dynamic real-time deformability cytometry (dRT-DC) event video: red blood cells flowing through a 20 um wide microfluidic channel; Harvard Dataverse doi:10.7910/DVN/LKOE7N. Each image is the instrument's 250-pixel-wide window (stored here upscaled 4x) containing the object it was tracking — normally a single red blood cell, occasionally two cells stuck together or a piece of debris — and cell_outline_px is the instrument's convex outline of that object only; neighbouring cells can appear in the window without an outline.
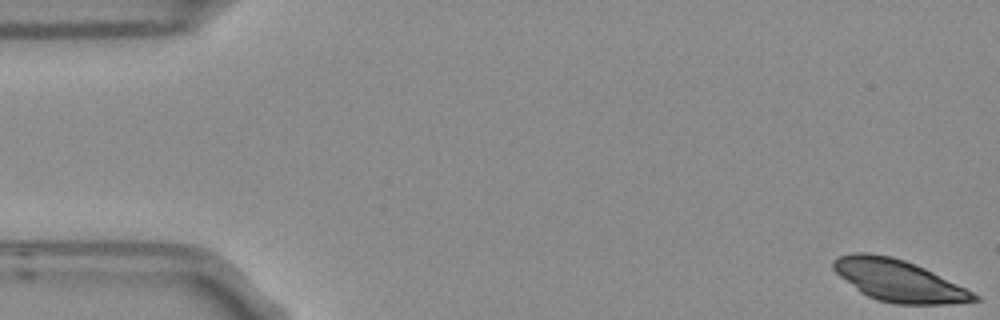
{"species": "Egyptian fruit bat (a non-hibernating species)", "species_latin": "Rousettus aegyptiacus", "temperature_condition": "room temperature", "stored_images_in_passage": 5, "camera_frame_rate_fps": 3000, "um_per_image_px": 0.085, "frame": {"image": 1, "passage_image": 1, "time_ms": 0.0, "image_size_px": [1000, 320], "cell_outline_px": [[980, 300], [948, 304], [896, 304], [876, 300], [860, 292], [840, 276], [832, 268], [832, 260], [840, 256], [852, 252], [868, 252], [892, 256], [904, 260], [924, 268], [980, 296]], "centroid_in_image_um": [76.33, 23.84], "position_along_channel_um": 8.7, "area_um2": 33.93}}